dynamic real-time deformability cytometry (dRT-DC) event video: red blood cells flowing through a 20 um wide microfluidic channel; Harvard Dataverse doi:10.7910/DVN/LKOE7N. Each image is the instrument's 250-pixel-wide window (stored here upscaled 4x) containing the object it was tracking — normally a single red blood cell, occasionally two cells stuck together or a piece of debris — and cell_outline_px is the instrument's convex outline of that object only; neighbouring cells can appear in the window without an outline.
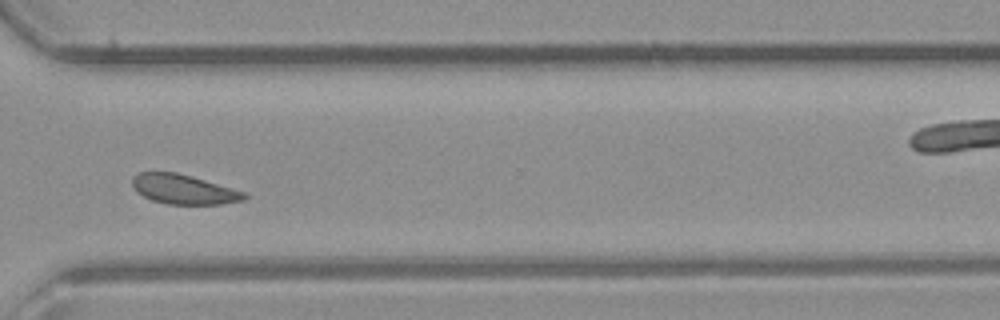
{"species": "common noctule bat (a hibernating species)", "species_latin": "Nyctalus noctula", "temperature_condition": "room temperature", "stored_images_in_passage": 40, "camera_frame_rate_fps": 3000, "um_per_image_px": 0.085, "animal": {"sex": "male", "body_mass_g": 23.1, "forearm_length_mm": 52.7}, "frame": {"image": 1, "passage_image": 29, "time_ms": 9.333, "image_size_px": [1000, 320], "cell_outline_px": [[248, 196], [244, 200], [224, 204], [168, 204], [152, 200], [136, 192], [132, 184], [132, 180], [140, 172], [176, 172], [192, 176], [232, 188], [244, 192]], "centroid_in_image_um": [15.62, 16.1], "position_along_channel_um": 355.0, "area_um2": 19.19}}